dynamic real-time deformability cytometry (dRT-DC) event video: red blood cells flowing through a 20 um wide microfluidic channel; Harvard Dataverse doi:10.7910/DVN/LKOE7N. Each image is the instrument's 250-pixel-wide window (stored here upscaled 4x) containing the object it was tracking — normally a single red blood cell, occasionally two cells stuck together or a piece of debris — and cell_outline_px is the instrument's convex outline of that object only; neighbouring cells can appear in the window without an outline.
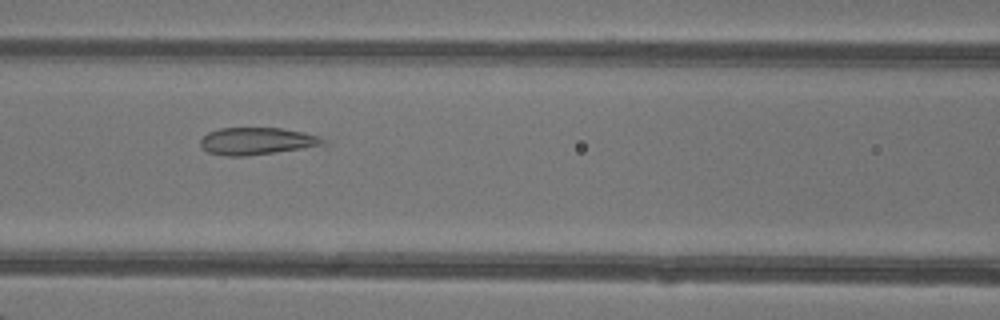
{"species": "common noctule bat (a hibernating species)", "species_latin": "Nyctalus noctula", "temperature_condition": "warm", "stored_images_in_passage": 44, "camera_frame_rate_fps": 3000, "um_per_image_px": 0.085, "animal": {"sex": "female"}, "frame": {"image": 1, "passage_image": 19, "time_ms": 6.0, "image_size_px": [1000, 320], "cell_outline_px": [[332, 144], [324, 148], [244, 156], [228, 156], [208, 152], [200, 144], [200, 140], [208, 132], [220, 128], [280, 128], [304, 132], [320, 136]], "centroid_in_image_um": [22.06, 12.02], "position_along_channel_um": 144.5, "area_um2": 20.35}}
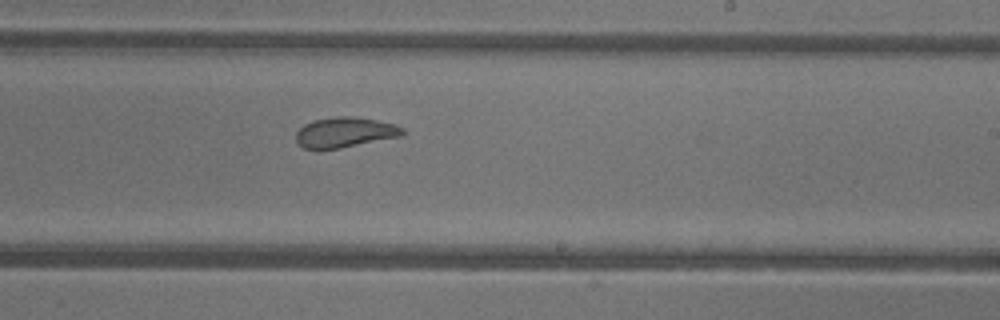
{"frame": {"image": 2, "passage_image": 27, "time_ms": 8.667, "image_size_px": [1000, 320], "cell_outline_px": [[404, 132], [400, 136], [340, 148], [304, 148], [296, 140], [296, 132], [304, 124], [312, 120], [336, 116], [356, 116], [396, 124], [404, 128]], "centroid_in_image_um": [29.32, 11.22], "position_along_channel_um": 259.7, "area_um2": 18.61}}
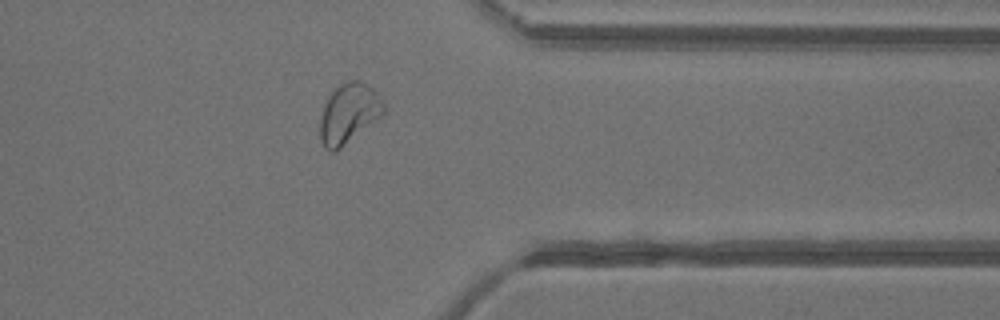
{"frame": {"image": 3, "passage_image": 36, "time_ms": 11.667, "image_size_px": [1000, 320], "cell_outline_px": [[384, 112], [380, 116], [336, 152], [332, 152], [320, 140], [320, 116], [324, 104], [328, 96], [340, 84], [348, 80], [360, 80], [368, 84], [376, 92], [384, 104]], "centroid_in_image_um": [29.62, 9.62], "position_along_channel_um": 381.8, "area_um2": 21.91}}